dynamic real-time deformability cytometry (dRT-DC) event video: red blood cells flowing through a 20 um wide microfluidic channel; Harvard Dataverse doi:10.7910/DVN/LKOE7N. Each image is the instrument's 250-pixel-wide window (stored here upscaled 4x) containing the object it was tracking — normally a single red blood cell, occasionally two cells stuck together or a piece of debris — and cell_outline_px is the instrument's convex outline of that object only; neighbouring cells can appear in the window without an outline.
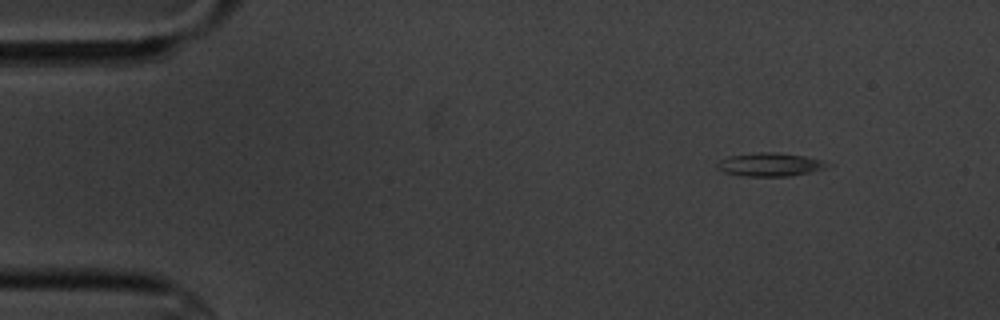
{"species": "common noctule bat (a hibernating species)", "species_latin": "Nyctalus noctula", "temperature_condition": "cold", "stored_images_in_passage": 3, "camera_frame_rate_fps": 3000, "um_per_image_px": 0.085, "animal": {"sex": "male", "body_mass_g": 20.1, "forearm_length_mm": 53.5}, "frame": {"image": 1, "passage_image": 1, "time_ms": 0.0, "image_size_px": [1000, 320], "cell_outline_px": [[836, 164], [828, 168], [792, 176], [744, 176], [724, 172], [716, 168], [716, 164], [720, 160], [728, 156], [756, 152], [772, 152], [804, 156]], "centroid_in_image_um": [65.48, 13.99], "position_along_channel_um": 19.5, "area_um2": 15.2}}